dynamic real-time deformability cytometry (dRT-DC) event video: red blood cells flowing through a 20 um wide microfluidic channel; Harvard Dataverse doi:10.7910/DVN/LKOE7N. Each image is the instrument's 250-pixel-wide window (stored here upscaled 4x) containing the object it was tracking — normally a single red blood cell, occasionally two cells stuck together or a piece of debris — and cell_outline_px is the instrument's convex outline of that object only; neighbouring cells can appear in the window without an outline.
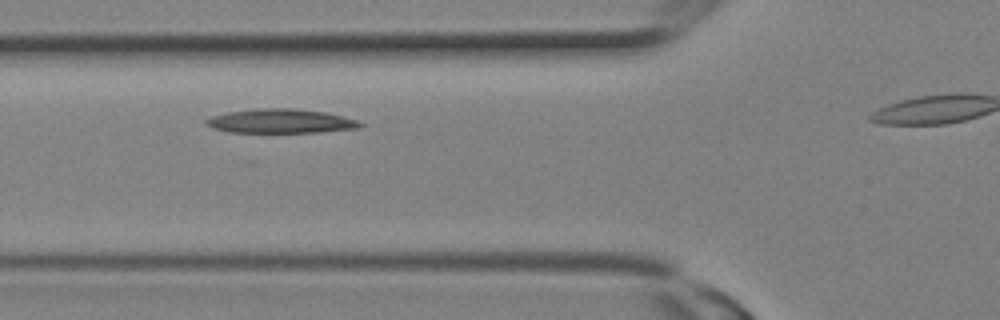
{"species": "Egyptian fruit bat (a non-hibernating species)", "species_latin": "Rousettus aegyptiacus", "temperature_condition": "room temperature", "stored_images_in_passage": 11, "segment_of_instrument_passage": [1, 2], "camera_frame_rate_fps": 3000, "um_per_image_px": 0.085, "animal": {"sex": "female"}, "frame": {"image": 1, "passage_image": 7, "time_ms": 2.0, "image_size_px": [1000, 320], "cell_outline_px": [[364, 124], [360, 128], [320, 132], [228, 132], [204, 124], [204, 120], [212, 116], [228, 112], [260, 108], [292, 108], [324, 112], [360, 120]], "centroid_in_image_um": [23.9, 10.29], "position_along_channel_um": 101.9, "area_um2": 21.62}}
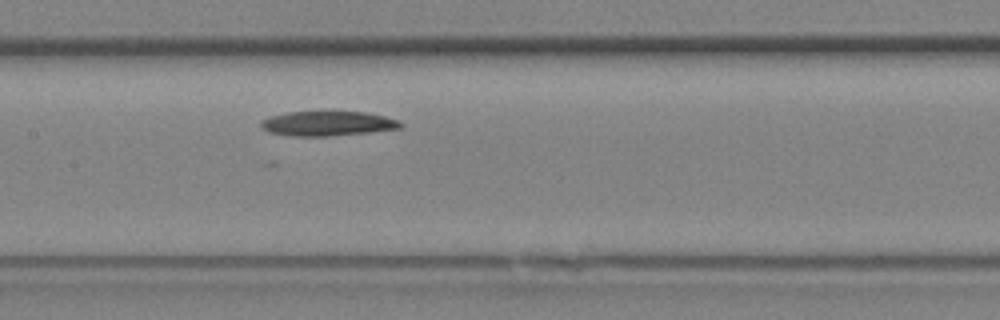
{"frame": {"image": 2, "passage_image": 10, "time_ms": 3.0, "image_size_px": [1000, 320], "cell_outline_px": [[404, 124], [400, 128], [368, 132], [328, 136], [288, 136], [268, 132], [260, 124], [264, 120], [272, 116], [288, 112], [364, 112], [384, 116], [396, 120]], "centroid_in_image_um": [27.84, 10.51], "position_along_channel_um": 179.6, "area_um2": 19.71}}